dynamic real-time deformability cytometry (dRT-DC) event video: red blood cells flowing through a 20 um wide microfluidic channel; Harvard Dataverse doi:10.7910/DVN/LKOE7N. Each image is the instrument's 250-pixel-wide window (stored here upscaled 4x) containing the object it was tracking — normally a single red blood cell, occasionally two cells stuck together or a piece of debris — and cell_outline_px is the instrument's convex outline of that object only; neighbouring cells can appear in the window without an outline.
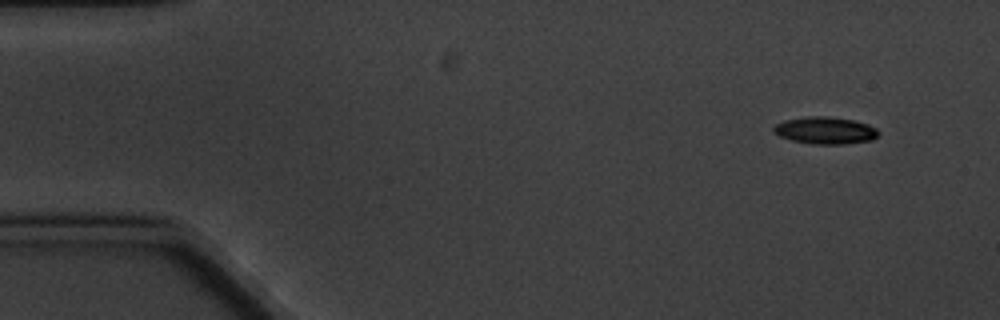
{"species": "common noctule bat (a hibernating species)", "species_latin": "Nyctalus noctula", "temperature_condition": "cold", "stored_images_in_passage": 6, "camera_frame_rate_fps": 3000, "um_per_image_px": 0.085, "animal": {"sex": "male", "body_mass_g": 20.1, "forearm_length_mm": 53.5}, "frame": {"image": 1, "passage_image": 1, "time_ms": 0.0, "image_size_px": [1000, 320], "cell_outline_px": [[880, 132], [872, 140], [844, 144], [812, 144], [792, 140], [780, 136], [772, 132], [772, 128], [776, 124], [784, 120], [808, 116], [828, 116], [852, 120], [868, 124], [876, 128]], "centroid_in_image_um": [70.13, 11.08], "position_along_channel_um": 14.9, "area_um2": 16.59}}
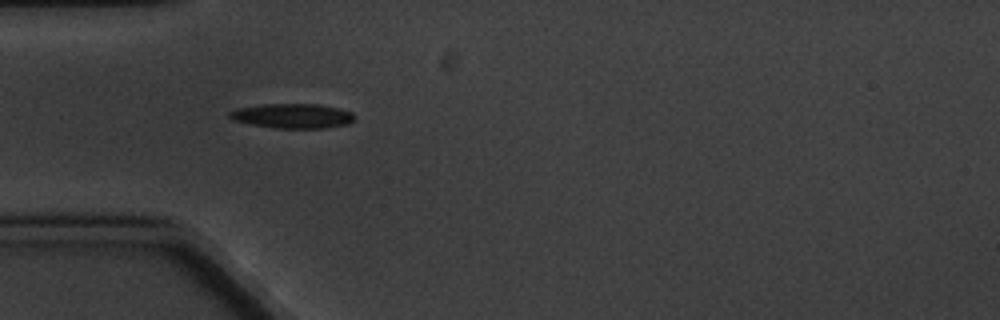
{"frame": {"image": 2, "passage_image": 4, "time_ms": 4.333, "image_size_px": [1000, 320], "cell_outline_px": [[356, 116], [348, 124], [324, 128], [276, 128], [252, 124], [232, 120], [228, 116], [228, 112], [236, 108], [264, 104], [316, 104], [340, 108], [352, 112]], "centroid_in_image_um": [24.86, 9.85], "position_along_channel_um": 60.1, "area_um2": 17.98}}
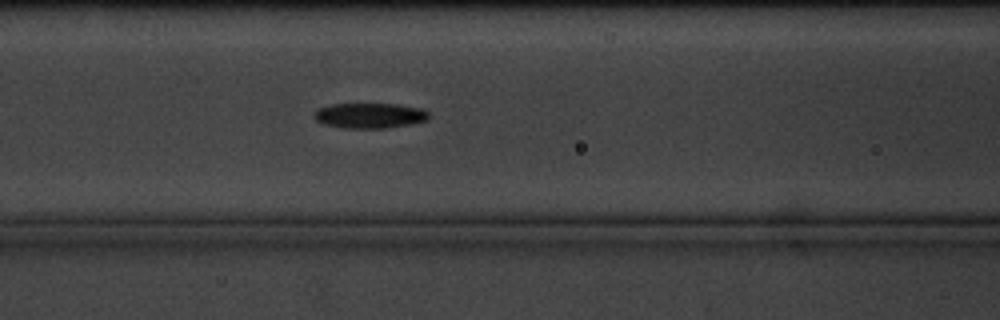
{"frame": {"image": 3, "passage_image": 6, "time_ms": 6.667, "image_size_px": [1000, 320], "cell_outline_px": [[428, 120], [408, 124], [384, 128], [344, 128], [324, 124], [316, 120], [312, 116], [312, 112], [316, 108], [332, 104], [396, 104], [420, 108], [428, 112]], "centroid_in_image_um": [31.35, 9.82], "position_along_channel_um": 135.3, "area_um2": 16.88}}